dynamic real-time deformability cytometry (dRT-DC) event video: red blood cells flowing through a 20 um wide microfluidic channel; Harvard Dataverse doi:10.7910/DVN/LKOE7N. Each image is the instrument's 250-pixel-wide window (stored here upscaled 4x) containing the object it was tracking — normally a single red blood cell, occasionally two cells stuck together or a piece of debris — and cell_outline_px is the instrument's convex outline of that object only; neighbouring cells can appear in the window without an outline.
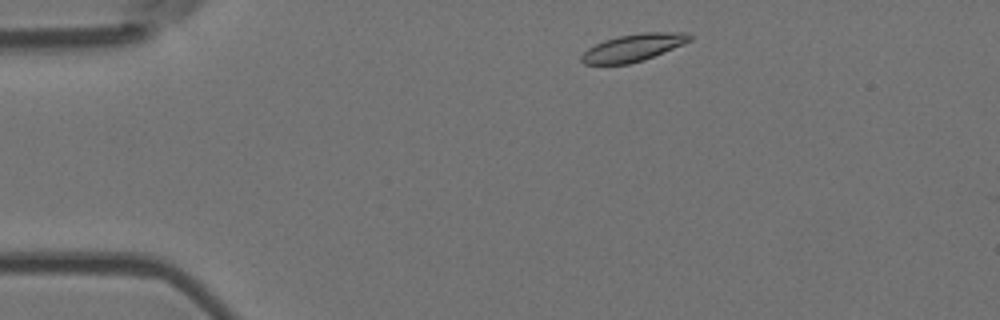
{"species": "Egyptian fruit bat (a non-hibernating species)", "species_latin": "Rousettus aegyptiacus", "temperature_condition": "room temperature", "stored_images_in_passage": 5, "camera_frame_rate_fps": 3000, "um_per_image_px": 0.085, "animal": {"sex": "female"}, "frame": {"image": 1, "passage_image": 1, "time_ms": 0.0, "image_size_px": [1000, 320], "cell_outline_px": [[692, 40], [644, 60], [628, 64], [584, 64], [580, 60], [580, 56], [588, 48], [604, 40], [620, 36], [640, 32], [688, 32], [692, 36]], "centroid_in_image_um": [53.83, 4.04], "position_along_channel_um": 31.2, "area_um2": 17.17}}
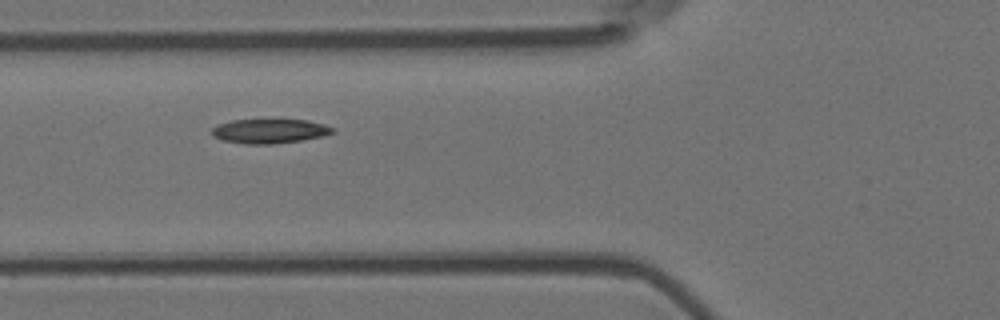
{"frame": {"image": 2, "passage_image": 4, "time_ms": 1.0, "image_size_px": [1000, 320], "cell_outline_px": [[336, 132], [320, 136], [300, 140], [272, 144], [244, 144], [224, 140], [212, 136], [212, 128], [216, 124], [232, 120], [308, 120], [324, 124], [336, 128]], "centroid_in_image_um": [22.91, 11.14], "position_along_channel_um": 102.9, "area_um2": 17.11}}
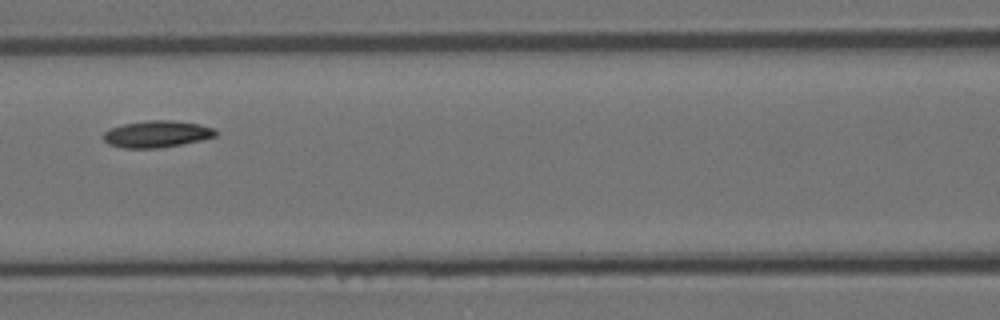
{"frame": {"image": 3, "passage_image": 5, "time_ms": 1.333, "image_size_px": [1000, 320], "cell_outline_px": [[220, 132], [216, 136], [200, 140], [180, 144], [156, 148], [124, 148], [108, 144], [104, 140], [104, 132], [112, 128], [124, 124], [144, 120], [172, 120], [200, 124], [216, 128]], "centroid_in_image_um": [13.38, 11.38], "position_along_channel_um": 153.2, "area_um2": 17.51}}